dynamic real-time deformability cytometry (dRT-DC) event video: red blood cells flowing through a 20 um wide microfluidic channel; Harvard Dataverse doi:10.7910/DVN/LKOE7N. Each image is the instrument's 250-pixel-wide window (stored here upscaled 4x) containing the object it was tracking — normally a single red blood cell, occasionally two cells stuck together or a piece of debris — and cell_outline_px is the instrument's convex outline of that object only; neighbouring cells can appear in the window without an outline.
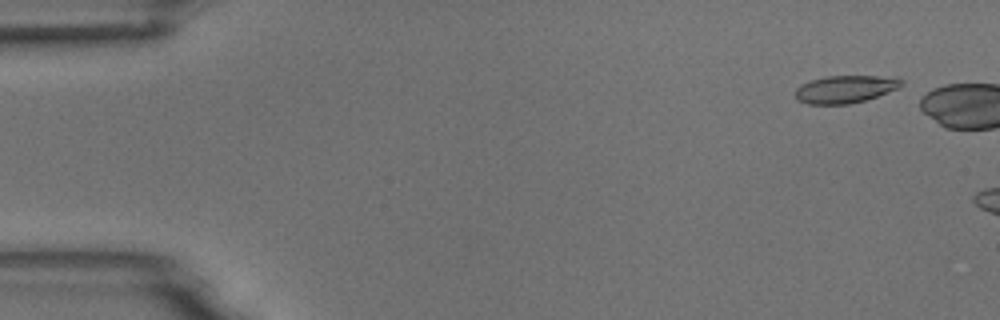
{"species": "common noctule bat (a hibernating species)", "species_latin": "Nyctalus noctula", "temperature_condition": "room temperature", "stored_images_in_passage": 3, "camera_frame_rate_fps": 3000, "um_per_image_px": 0.085, "animal": {"sex": "male", "body_mass_g": 18.8}, "frame": {"image": 1, "passage_image": 2, "time_ms": 0.333, "image_size_px": [1000, 320], "cell_outline_px": [[904, 84], [900, 88], [864, 100], [848, 104], [808, 104], [796, 100], [796, 88], [800, 84], [812, 80], [828, 76], [900, 76], [904, 80]], "centroid_in_image_um": [71.9, 7.56], "position_along_channel_um": 13.1, "area_um2": 17.22}}